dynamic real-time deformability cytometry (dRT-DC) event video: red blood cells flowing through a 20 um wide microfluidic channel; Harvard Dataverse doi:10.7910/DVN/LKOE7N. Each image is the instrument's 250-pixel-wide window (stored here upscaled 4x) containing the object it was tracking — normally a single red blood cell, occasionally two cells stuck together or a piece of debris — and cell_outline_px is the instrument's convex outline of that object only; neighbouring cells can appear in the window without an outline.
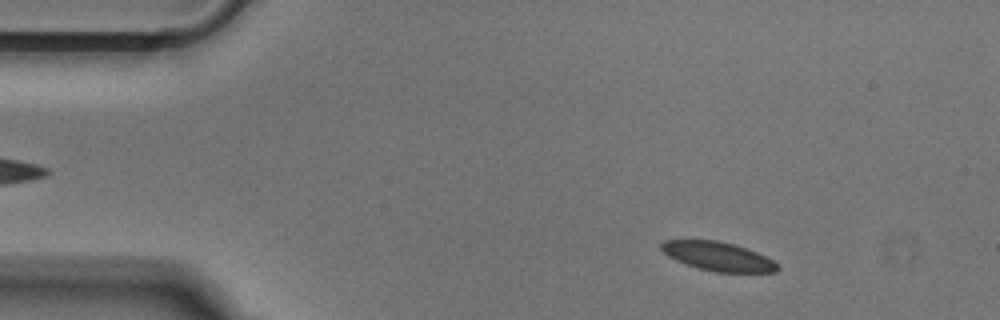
{"species": "Egyptian fruit bat (a non-hibernating species)", "species_latin": "Rousettus aegyptiacus", "temperature_condition": "cold", "stored_images_in_passage": 11, "camera_frame_rate_fps": 3000, "um_per_image_px": 0.085, "animal": {"sex": "male"}, "frame": {"image": 1, "passage_image": 5, "time_ms": 1.333, "image_size_px": [1000, 320], "cell_outline_px": [[780, 268], [776, 272], [716, 272], [700, 268], [676, 260], [668, 256], [660, 248], [660, 244], [664, 240], [716, 240], [732, 244], [756, 252], [772, 260]], "centroid_in_image_um": [61.01, 21.79], "position_along_channel_um": 24.0, "area_um2": 19.19}}